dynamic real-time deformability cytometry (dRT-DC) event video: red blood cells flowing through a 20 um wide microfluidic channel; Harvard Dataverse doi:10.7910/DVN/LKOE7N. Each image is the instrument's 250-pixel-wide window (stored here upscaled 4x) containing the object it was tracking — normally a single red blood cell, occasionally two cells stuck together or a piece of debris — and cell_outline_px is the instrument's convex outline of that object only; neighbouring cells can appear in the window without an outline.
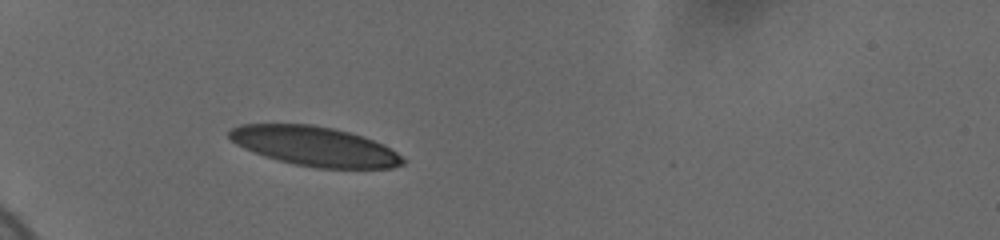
{"species": "human", "species_latin": "Homo sapiens", "temperature_condition": "cold", "stored_images_in_passage": 13, "camera_frame_rate_fps": 3000, "um_per_image_px": 0.085, "donor": {"sex": "female"}, "frame": {"image": 1, "passage_image": 5, "time_ms": 2.333, "image_size_px": [1000, 240], "cell_outline_px": [[408, 160], [404, 164], [392, 168], [316, 168], [296, 164], [264, 156], [244, 148], [236, 144], [228, 136], [228, 132], [232, 128], [240, 124], [312, 124], [332, 128], [364, 136], [396, 152]], "centroid_in_image_um": [26.75, 12.43], "position_along_channel_um": 58.2, "area_um2": 39.71}}
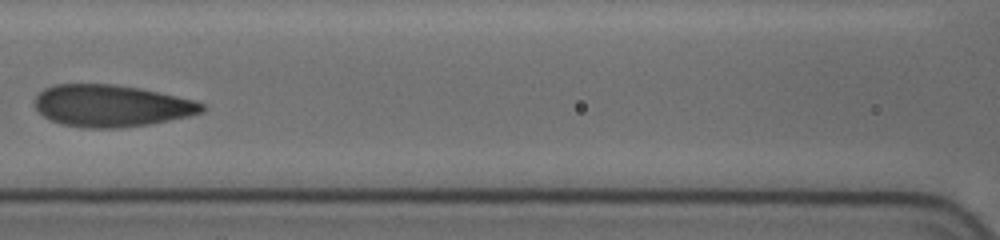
{"frame": {"image": 2, "passage_image": 10, "time_ms": 5.667, "image_size_px": [1000, 240], "cell_outline_px": [[208, 108], [204, 112], [188, 116], [148, 124], [116, 128], [84, 128], [60, 124], [44, 116], [36, 108], [36, 96], [44, 88], [52, 84], [112, 84], [140, 88], [196, 100], [204, 104]], "centroid_in_image_um": [9.49, 8.99], "position_along_channel_um": 157.1, "area_um2": 40.86}}
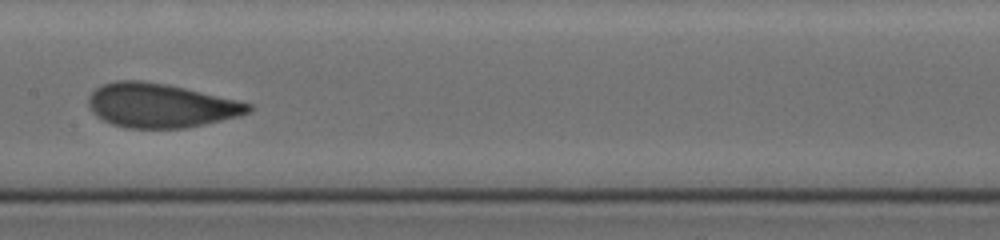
{"frame": {"image": 3, "passage_image": 12, "time_ms": 6.667, "image_size_px": [1000, 240], "cell_outline_px": [[252, 108], [248, 112], [240, 116], [204, 124], [184, 128], [124, 128], [112, 124], [96, 116], [88, 108], [88, 96], [96, 88], [104, 84], [116, 80], [140, 80], [168, 84], [236, 100], [252, 104]], "centroid_in_image_um": [13.61, 8.97], "position_along_channel_um": 193.8, "area_um2": 41.1}}